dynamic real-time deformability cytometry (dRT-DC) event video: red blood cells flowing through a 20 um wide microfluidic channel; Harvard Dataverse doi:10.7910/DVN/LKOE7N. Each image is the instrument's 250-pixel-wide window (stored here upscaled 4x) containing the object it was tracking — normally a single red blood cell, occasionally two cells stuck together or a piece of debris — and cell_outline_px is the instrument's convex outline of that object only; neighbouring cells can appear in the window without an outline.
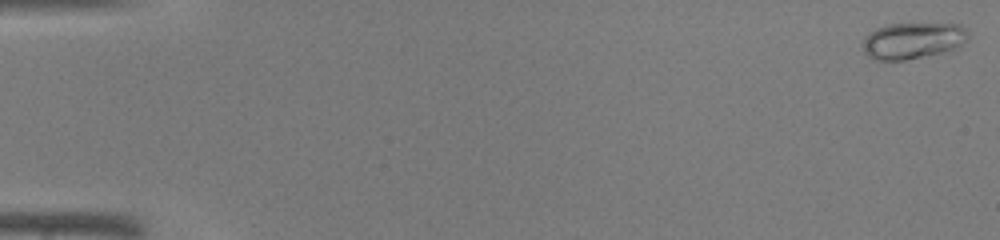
{"species": "common noctule bat (a hibernating species)", "species_latin": "Nyctalus noctula", "temperature_condition": "warm", "stored_images_in_passage": 45, "camera_frame_rate_fps": 3000, "um_per_image_px": 0.085, "animal": {"sex": "male", "body_mass_g": 19.0, "forearm_length_mm": 50.8}, "frame": {"image": 1, "passage_image": 1, "time_ms": 0.0, "image_size_px": [1000, 240], "cell_outline_px": [[968, 36], [956, 48], [940, 52], [904, 60], [872, 60], [864, 52], [864, 40], [876, 28], [888, 24], [960, 24], [968, 32]], "centroid_in_image_um": [77.56, 3.45], "position_along_channel_um": 7.4, "area_um2": 21.79}}
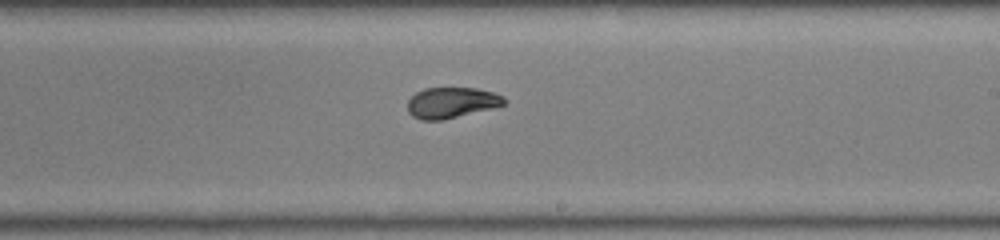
{"frame": {"image": 2, "passage_image": 28, "time_ms": 9.0, "image_size_px": [1000, 240], "cell_outline_px": [[508, 100], [504, 104], [492, 108], [440, 120], [420, 120], [412, 116], [408, 112], [408, 100], [416, 92], [424, 88], [476, 88], [492, 92], [504, 96]], "centroid_in_image_um": [38.37, 8.72], "position_along_channel_um": 250.6, "area_um2": 17.22}}
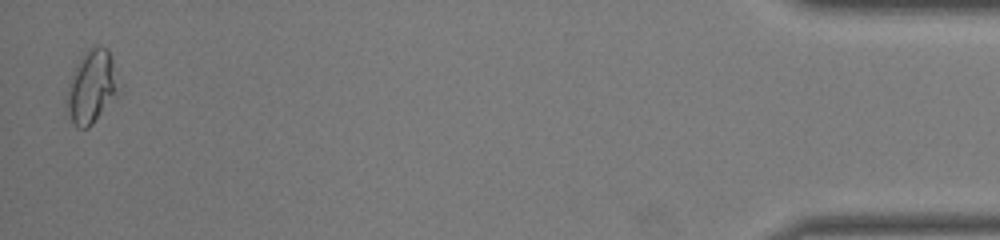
{"frame": {"image": 3, "passage_image": 45, "time_ms": 14.667, "image_size_px": [1000, 240], "cell_outline_px": [[124, 88], [92, 124], [88, 128], [76, 128], [68, 112], [68, 84], [76, 64], [84, 52], [88, 48], [100, 44], [108, 48]], "centroid_in_image_um": [7.88, 7.32], "position_along_channel_um": 427.3, "area_um2": 22.6}}